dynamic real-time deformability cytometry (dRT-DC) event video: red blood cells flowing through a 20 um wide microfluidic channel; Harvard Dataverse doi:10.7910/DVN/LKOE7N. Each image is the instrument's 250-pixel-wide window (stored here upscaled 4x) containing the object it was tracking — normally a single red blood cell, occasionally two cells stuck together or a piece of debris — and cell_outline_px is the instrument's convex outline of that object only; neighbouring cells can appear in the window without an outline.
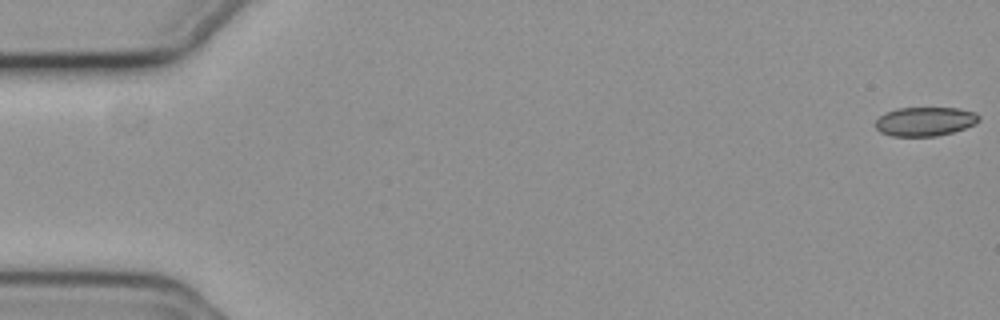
{"species": "common noctule bat (a hibernating species)", "species_latin": "Nyctalus noctula", "temperature_condition": "cold", "stored_images_in_passage": 29, "camera_frame_rate_fps": 3000, "um_per_image_px": 0.085, "animal": {"sex": "female", "body_mass_g": 19.3, "forearm_length_mm": 54.1}, "frame": {"image": 1, "passage_image": 1, "time_ms": 0.0, "image_size_px": [1000, 320], "cell_outline_px": [[980, 120], [976, 124], [952, 132], [936, 136], [892, 136], [880, 132], [876, 128], [876, 120], [884, 112], [896, 108], [960, 108], [976, 112], [980, 116]], "centroid_in_image_um": [78.64, 10.31], "position_along_channel_um": 6.4, "area_um2": 17.63}}
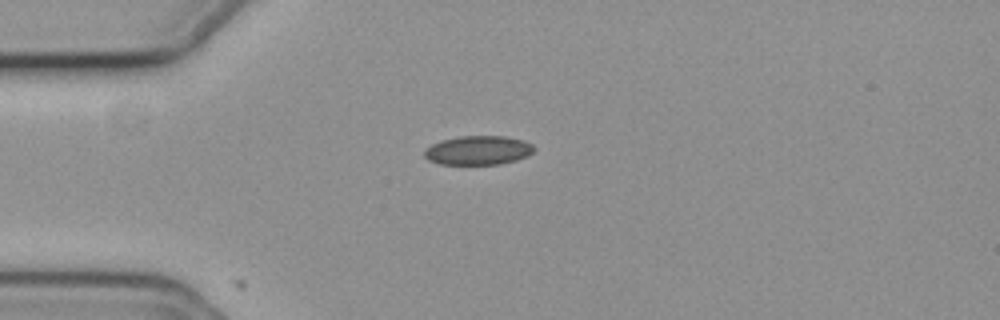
{"frame": {"image": 2, "passage_image": 15, "time_ms": 4.667, "image_size_px": [1000, 320], "cell_outline_px": [[536, 148], [528, 156], [516, 160], [500, 164], [440, 164], [428, 160], [424, 156], [424, 148], [432, 144], [444, 140], [460, 136], [504, 136], [524, 140], [532, 144]], "centroid_in_image_um": [40.66, 12.78], "position_along_channel_um": 44.3, "area_um2": 18.61}}